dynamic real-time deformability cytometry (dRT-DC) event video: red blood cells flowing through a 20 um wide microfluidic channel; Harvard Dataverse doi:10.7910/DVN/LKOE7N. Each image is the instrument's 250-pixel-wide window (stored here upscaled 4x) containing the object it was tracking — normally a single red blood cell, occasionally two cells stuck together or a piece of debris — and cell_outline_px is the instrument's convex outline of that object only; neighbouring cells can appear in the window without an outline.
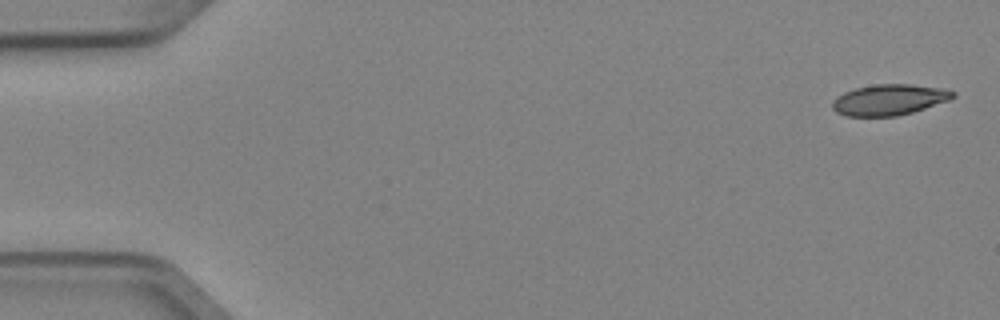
{"species": "Egyptian fruit bat (a non-hibernating species)", "species_latin": "Rousettus aegyptiacus", "temperature_condition": "cold", "stored_images_in_passage": 6, "segment_of_instrument_passage": [1, 2], "camera_frame_rate_fps": 3000, "um_per_image_px": 0.085, "animal": {"sex": "female"}, "frame": {"image": 1, "passage_image": 1, "time_ms": 0.0, "image_size_px": [1000, 320], "cell_outline_px": [[956, 96], [948, 100], [912, 112], [896, 116], [848, 116], [836, 112], [832, 108], [832, 100], [836, 96], [844, 92], [856, 88], [876, 84], [908, 84], [940, 88], [956, 92]], "centroid_in_image_um": [75.54, 8.48], "position_along_channel_um": 9.5, "area_um2": 21.5}}